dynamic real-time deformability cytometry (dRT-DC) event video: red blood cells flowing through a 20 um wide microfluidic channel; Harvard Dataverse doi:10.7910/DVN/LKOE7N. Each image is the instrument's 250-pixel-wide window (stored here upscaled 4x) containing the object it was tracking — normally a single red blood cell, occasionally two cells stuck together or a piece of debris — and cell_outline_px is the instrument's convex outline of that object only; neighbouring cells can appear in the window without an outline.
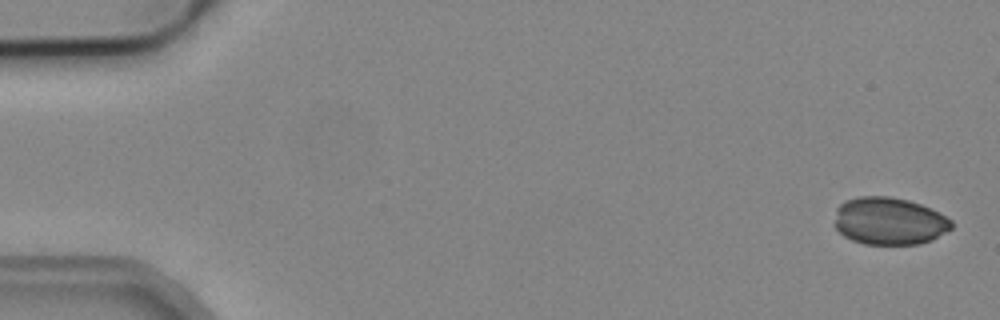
{"species": "common noctule bat (a hibernating species)", "species_latin": "Nyctalus noctula", "temperature_condition": "cold", "stored_images_in_passage": 4, "camera_frame_rate_fps": 3000, "um_per_image_px": 0.085, "animal": {"sex": "male", "body_mass_g": 19.2, "forearm_length_mm": 51.8}, "frame": {"image": 1, "passage_image": 1, "time_ms": 0.0, "image_size_px": [1000, 320], "cell_outline_px": [[952, 228], [932, 240], [920, 244], [864, 244], [852, 240], [844, 236], [836, 228], [836, 208], [844, 200], [860, 196], [888, 196], [908, 200], [920, 204], [952, 220]], "centroid_in_image_um": [75.57, 18.79], "position_along_channel_um": 9.4, "area_um2": 32.19}}